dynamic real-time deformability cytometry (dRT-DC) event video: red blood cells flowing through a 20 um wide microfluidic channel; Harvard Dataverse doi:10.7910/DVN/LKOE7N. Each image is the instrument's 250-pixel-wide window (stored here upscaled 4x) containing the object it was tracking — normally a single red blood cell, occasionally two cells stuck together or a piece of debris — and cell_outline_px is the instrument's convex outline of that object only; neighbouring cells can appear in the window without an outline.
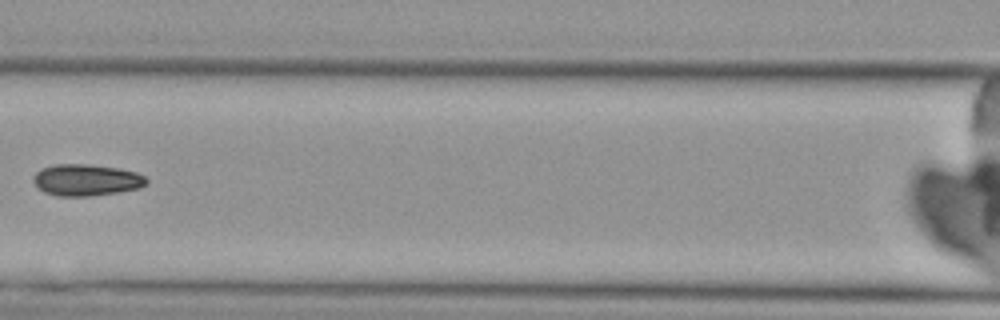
{"species": "Egyptian fruit bat (a non-hibernating species)", "species_latin": "Rousettus aegyptiacus", "temperature_condition": "cold", "stored_images_in_passage": 8, "camera_frame_rate_fps": 3000, "um_per_image_px": 0.085, "animal": {"sex": "female"}, "frame": {"image": 1, "passage_image": 7, "time_ms": 7.333, "image_size_px": [1000, 320], "cell_outline_px": [[148, 180], [140, 188], [116, 192], [88, 196], [56, 196], [44, 192], [32, 180], [32, 176], [40, 168], [52, 164], [88, 164], [120, 168], [136, 172], [144, 176]], "centroid_in_image_um": [7.3, 15.28], "position_along_channel_um": 159.3, "area_um2": 20.87}}
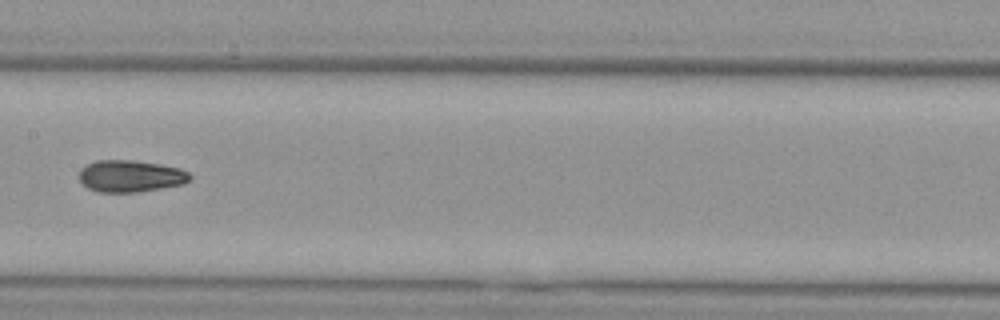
{"frame": {"image": 2, "passage_image": 8, "time_ms": 8.333, "image_size_px": [1000, 320], "cell_outline_px": [[192, 180], [184, 184], [136, 192], [100, 192], [88, 188], [80, 180], [80, 168], [96, 160], [132, 160], [160, 164], [180, 168], [188, 172], [192, 176]], "centroid_in_image_um": [11.12, 14.96], "position_along_channel_um": 196.3, "area_um2": 20.58}}